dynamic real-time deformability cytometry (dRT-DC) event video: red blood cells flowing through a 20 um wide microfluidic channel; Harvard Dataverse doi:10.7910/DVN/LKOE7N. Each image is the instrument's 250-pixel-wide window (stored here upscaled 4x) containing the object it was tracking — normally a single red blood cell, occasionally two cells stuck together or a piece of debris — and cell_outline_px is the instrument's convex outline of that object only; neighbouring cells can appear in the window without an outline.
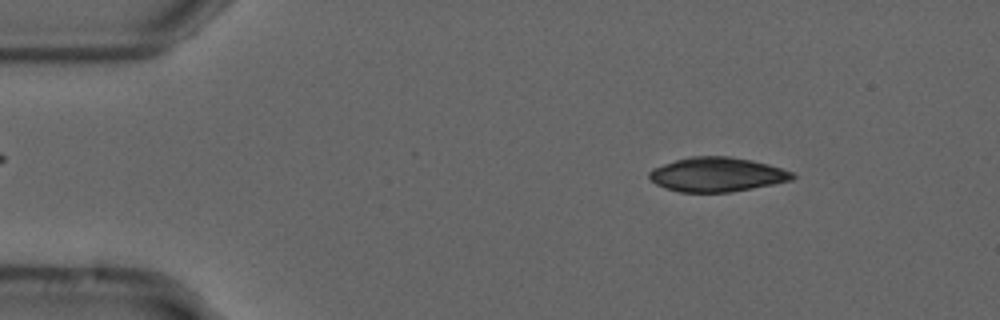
{"species": "common noctule bat (a hibernating species)", "species_latin": "Nyctalus noctula", "temperature_condition": "cold", "stored_images_in_passage": 53, "camera_frame_rate_fps": 3000, "um_per_image_px": 0.085, "animal": {"sex": "male", "forearm_length_mm": 52.5}, "frame": {"image": 1, "passage_image": 7, "time_ms": 2.0, "image_size_px": [1000, 320], "cell_outline_px": [[796, 176], [792, 180], [732, 192], [680, 192], [664, 188], [656, 184], [648, 176], [648, 172], [652, 168], [676, 160], [692, 156], [728, 156], [752, 160], [768, 164], [792, 172]], "centroid_in_image_um": [60.92, 14.83], "position_along_channel_um": 24.1, "area_um2": 28.55}}